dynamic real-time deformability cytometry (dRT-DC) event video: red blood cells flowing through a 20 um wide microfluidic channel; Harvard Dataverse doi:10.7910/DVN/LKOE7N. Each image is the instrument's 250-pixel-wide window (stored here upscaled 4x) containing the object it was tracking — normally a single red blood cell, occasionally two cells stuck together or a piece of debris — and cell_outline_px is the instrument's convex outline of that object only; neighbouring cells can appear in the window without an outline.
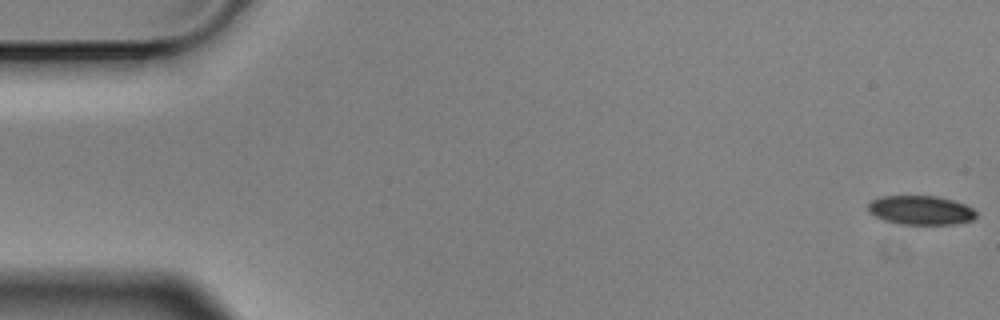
{"species": "Egyptian fruit bat (a non-hibernating species)", "species_latin": "Rousettus aegyptiacus", "temperature_condition": "cold", "stored_images_in_passage": 31, "camera_frame_rate_fps": 3000, "um_per_image_px": 0.085, "animal": {"sex": "male"}, "frame": {"image": 1, "passage_image": 1, "time_ms": 0.0, "image_size_px": [1000, 320], "cell_outline_px": [[976, 216], [972, 220], [952, 224], [900, 224], [884, 220], [868, 212], [868, 204], [872, 200], [880, 196], [936, 196], [952, 200], [964, 204], [972, 208], [976, 212]], "centroid_in_image_um": [78.24, 17.86], "position_along_channel_um": 6.8, "area_um2": 18.21}}
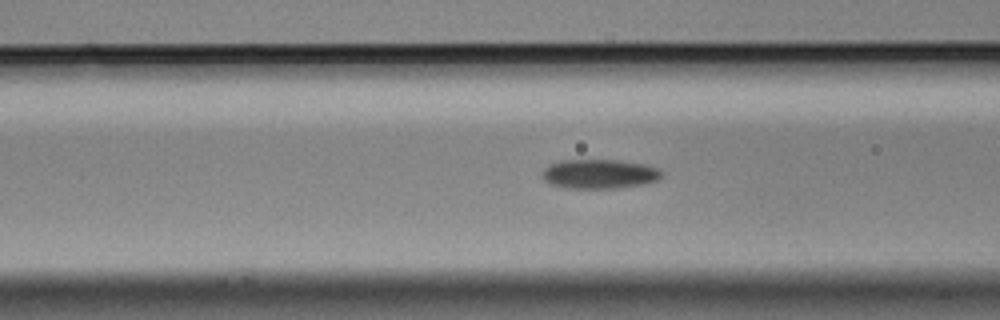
{"frame": {"image": 2, "passage_image": 22, "time_ms": 7.0, "image_size_px": [1000, 320], "cell_outline_px": [[664, 172], [656, 180], [644, 184], [616, 188], [564, 188], [548, 184], [540, 176], [540, 172], [548, 164], [560, 160], [616, 160], [644, 164], [660, 168]], "centroid_in_image_um": [50.88, 14.78], "position_along_channel_um": 115.7, "area_um2": 20.75}}
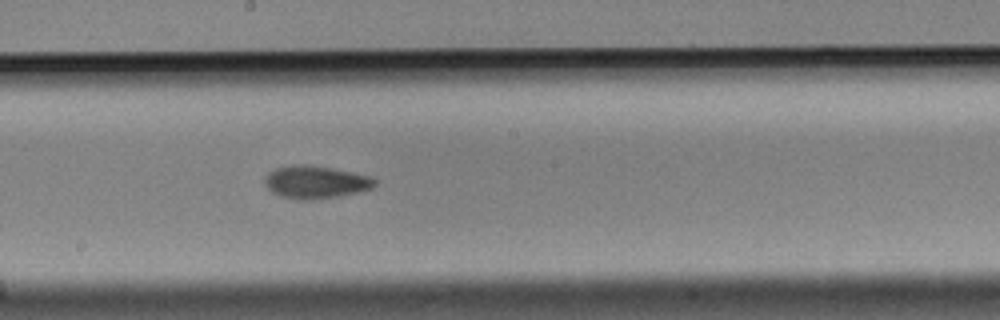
{"frame": {"image": 3, "passage_image": 31, "time_ms": 10.0, "image_size_px": [1000, 320], "cell_outline_px": [[376, 184], [372, 188], [360, 192], [340, 196], [312, 200], [300, 200], [280, 196], [272, 192], [264, 184], [264, 180], [268, 172], [276, 168], [292, 164], [304, 164], [332, 168], [372, 176], [376, 180]], "centroid_in_image_um": [26.83, 15.48], "position_along_channel_um": 221.4, "area_um2": 21.21}}